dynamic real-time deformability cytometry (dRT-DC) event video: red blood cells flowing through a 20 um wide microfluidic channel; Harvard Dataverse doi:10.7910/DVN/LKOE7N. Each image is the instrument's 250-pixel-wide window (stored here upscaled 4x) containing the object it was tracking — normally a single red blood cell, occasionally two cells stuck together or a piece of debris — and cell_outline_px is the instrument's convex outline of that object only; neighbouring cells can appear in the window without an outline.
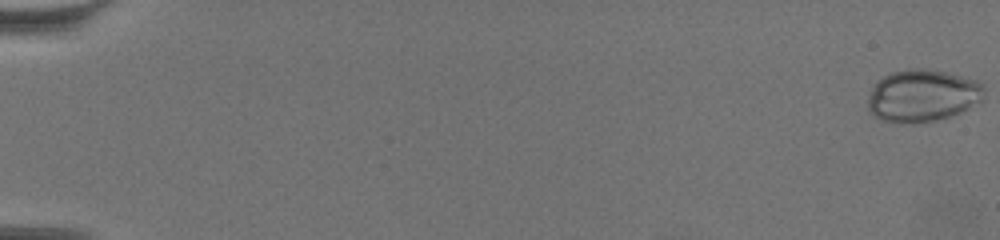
{"species": "common noctule bat (a hibernating species)", "species_latin": "Nyctalus noctula", "temperature_condition": "warm", "stored_images_in_passage": 10, "camera_frame_rate_fps": 3000, "um_per_image_px": 0.085, "animal": {"sex": "female", "body_mass_g": 19.5, "forearm_length_mm": 54.1}, "frame": {"image": 1, "passage_image": 1, "time_ms": 0.0, "image_size_px": [1000, 240], "cell_outline_px": [[984, 88], [980, 100], [960, 112], [936, 120], [900, 124], [880, 120], [872, 116], [868, 112], [868, 96], [872, 88], [884, 76], [892, 72], [912, 68], [924, 68], [944, 72], [976, 80]], "centroid_in_image_um": [78.33, 8.14], "position_along_channel_um": 6.7, "area_um2": 35.03}}